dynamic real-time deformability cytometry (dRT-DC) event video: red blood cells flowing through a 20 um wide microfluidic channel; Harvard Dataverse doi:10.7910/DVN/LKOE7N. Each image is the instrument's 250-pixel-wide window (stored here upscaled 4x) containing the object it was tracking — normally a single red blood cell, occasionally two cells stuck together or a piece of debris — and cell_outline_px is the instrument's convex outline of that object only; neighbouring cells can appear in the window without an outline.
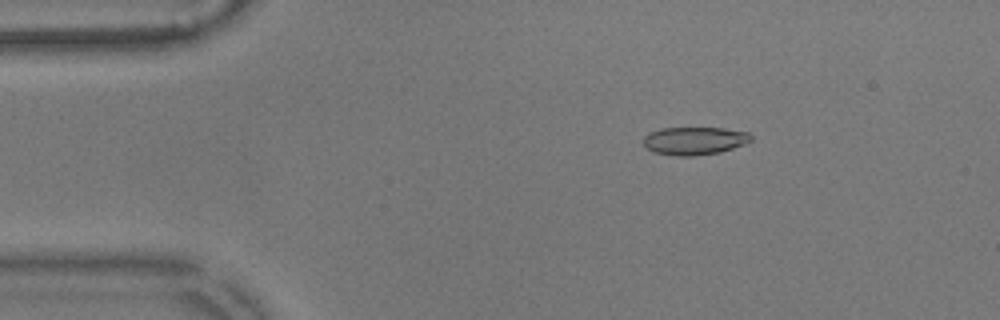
{"species": "common noctule bat (a hibernating species)", "species_latin": "Nyctalus noctula", "temperature_condition": "warm", "stored_images_in_passage": 50, "camera_frame_rate_fps": 3000, "um_per_image_px": 0.085, "animal": {"sex": "male", "body_mass_g": 17.9}, "frame": {"image": 1, "passage_image": 3, "time_ms": 0.667, "image_size_px": [1000, 320], "cell_outline_px": [[752, 140], [744, 144], [720, 152], [692, 156], [676, 156], [652, 152], [644, 144], [644, 136], [648, 132], [660, 128], [724, 128], [748, 132], [752, 136]], "centroid_in_image_um": [59.01, 11.96], "position_along_channel_um": 26.0, "area_um2": 17.57}}
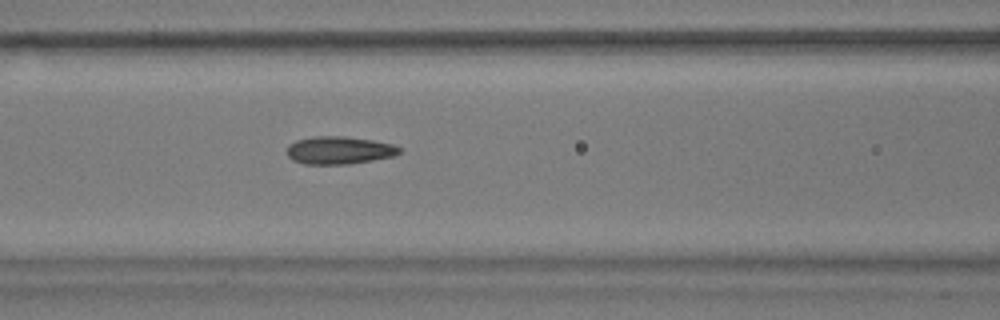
{"frame": {"image": 2, "passage_image": 17, "time_ms": 5.333, "image_size_px": [1000, 320], "cell_outline_px": [[400, 152], [396, 156], [348, 164], [304, 164], [292, 160], [288, 156], [288, 144], [296, 140], [316, 136], [344, 136], [372, 140], [392, 144], [400, 148]], "centroid_in_image_um": [28.82, 12.77], "position_along_channel_um": 137.8, "area_um2": 18.15}}
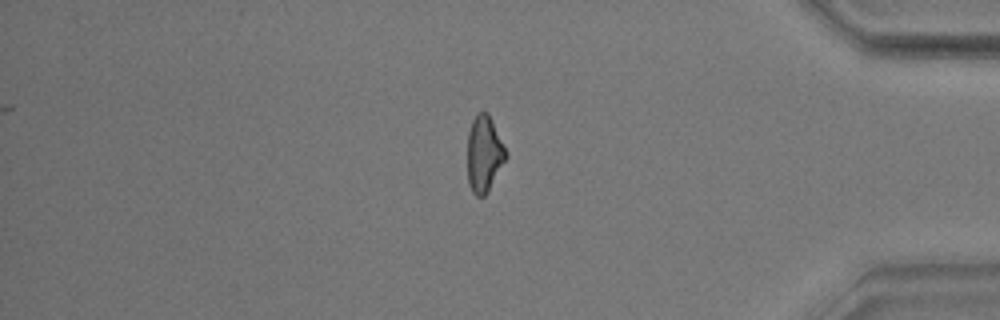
{"frame": {"image": 3, "passage_image": 41, "time_ms": 13.333, "image_size_px": [1000, 320], "cell_outline_px": [[508, 156], [488, 192], [484, 196], [476, 196], [472, 192], [468, 184], [468, 132], [472, 120], [476, 112], [488, 112], [508, 152]], "centroid_in_image_um": [41.16, 13.08], "position_along_channel_um": 394.0, "area_um2": 17.34}, "authors_computed_cell_mechanics": {"area_um2": 17.8602, "velocity_mm_per_s": 3.5968, "shape_relaxation_time_tau1_ms": 5.6336, "shape_relaxation_time_tau2_ms": 3.3888, "deformation_change_tau1": 0.1579, "deformation_change_tau2": 0.1046}}